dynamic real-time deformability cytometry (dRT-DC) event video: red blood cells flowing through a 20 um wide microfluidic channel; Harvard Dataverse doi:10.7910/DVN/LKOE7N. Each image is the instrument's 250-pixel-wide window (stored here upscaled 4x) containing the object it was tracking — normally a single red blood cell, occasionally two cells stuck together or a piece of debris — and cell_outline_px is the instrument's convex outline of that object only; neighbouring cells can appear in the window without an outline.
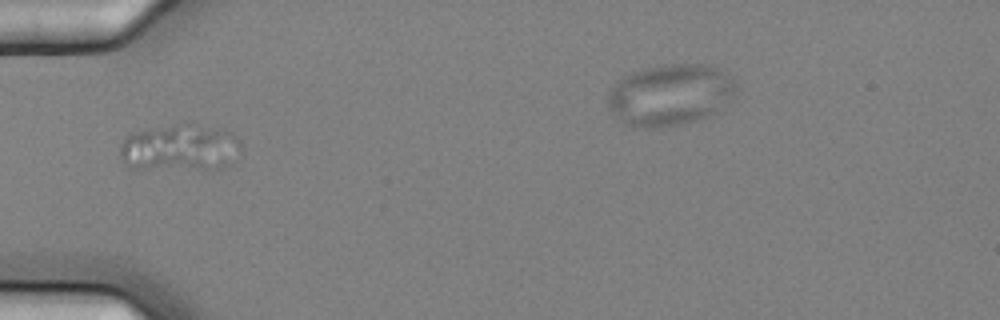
{"species": "common noctule bat (a hibernating species)", "species_latin": "Nyctalus noctula", "temperature_condition": "cold", "stored_images_in_passage": 10, "camera_frame_rate_fps": 3000, "um_per_image_px": 0.085, "animal": {"sex": "female", "body_mass_g": 25.1}, "frame": {"image": 1, "passage_image": 7, "time_ms": 2.0, "image_size_px": [1000, 320], "cell_outline_px": [[240, 148], [224, 168], [128, 168], [124, 164], [120, 156], [120, 148], [124, 140], [132, 132], [184, 120], [224, 128], [232, 132], [236, 136], [240, 144]], "centroid_in_image_um": [15.28, 12.47], "position_along_channel_um": 69.7, "area_um2": 33.58}}
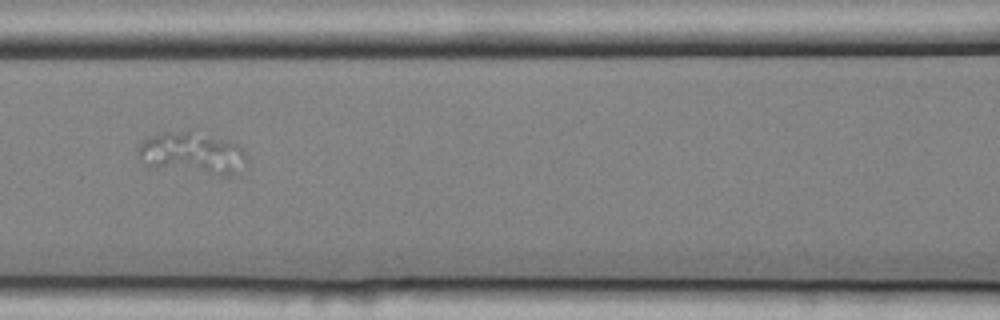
{"frame": {"image": 2, "passage_image": 9, "time_ms": 2.667, "image_size_px": [1000, 320], "cell_outline_px": [[244, 160], [228, 176], [220, 176], [148, 168], [140, 156], [140, 144], [148, 136], [164, 132], [188, 132], [236, 144], [244, 152]], "centroid_in_image_um": [16.21, 13.08], "position_along_channel_um": 150.4, "area_um2": 25.55}}
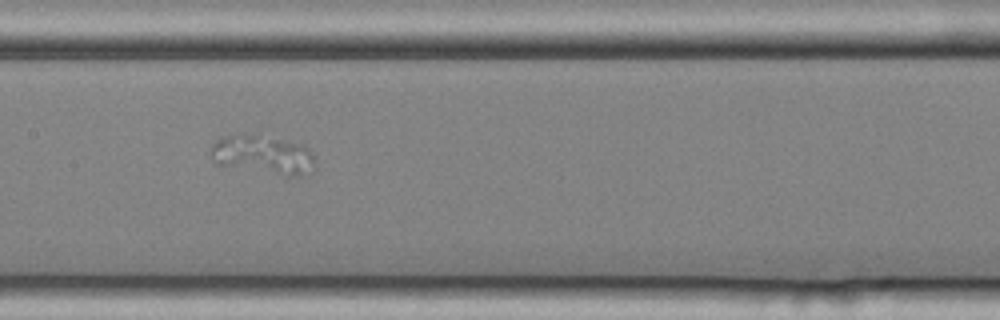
{"frame": {"image": 3, "passage_image": 10, "time_ms": 3.0, "image_size_px": [1000, 320], "cell_outline_px": [[316, 168], [296, 176], [288, 176], [216, 164], [212, 160], [212, 144], [220, 136], [256, 136], [304, 144], [308, 148], [316, 164]], "centroid_in_image_um": [22.36, 13.18], "position_along_channel_um": 185.0, "area_um2": 22.89}}